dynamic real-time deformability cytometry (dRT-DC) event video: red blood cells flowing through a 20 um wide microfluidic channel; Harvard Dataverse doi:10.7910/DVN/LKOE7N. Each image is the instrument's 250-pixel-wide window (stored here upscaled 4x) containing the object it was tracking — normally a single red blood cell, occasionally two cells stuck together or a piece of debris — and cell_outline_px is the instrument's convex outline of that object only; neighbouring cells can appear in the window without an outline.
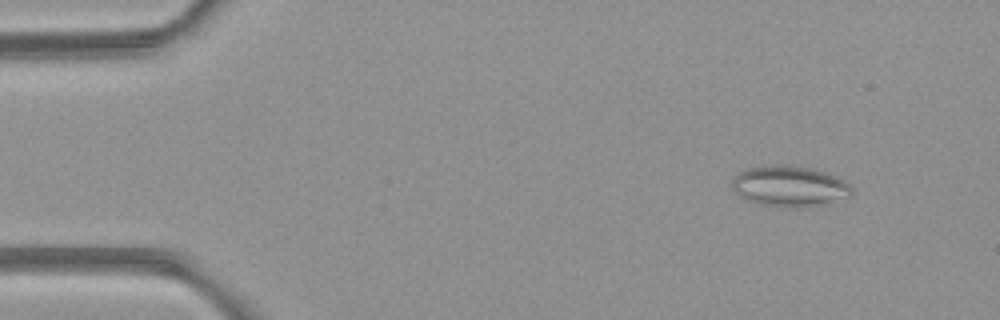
{"species": "common noctule bat (a hibernating species)", "species_latin": "Nyctalus noctula", "temperature_condition": "room temperature", "stored_images_in_passage": 3, "camera_frame_rate_fps": 3000, "um_per_image_px": 0.085, "animal": {"sex": "female", "body_mass_g": 21.9}, "frame": {"image": 1, "passage_image": 1, "time_ms": 0.0, "image_size_px": [1000, 320], "cell_outline_px": [[852, 196], [820, 204], [796, 208], [788, 208], [760, 204], [748, 200], [740, 196], [732, 188], [732, 180], [740, 172], [748, 168], [764, 164], [792, 164], [816, 168], [840, 176], [852, 188]], "centroid_in_image_um": [67.14, 15.79], "position_along_channel_um": 17.9, "area_um2": 28.96}}